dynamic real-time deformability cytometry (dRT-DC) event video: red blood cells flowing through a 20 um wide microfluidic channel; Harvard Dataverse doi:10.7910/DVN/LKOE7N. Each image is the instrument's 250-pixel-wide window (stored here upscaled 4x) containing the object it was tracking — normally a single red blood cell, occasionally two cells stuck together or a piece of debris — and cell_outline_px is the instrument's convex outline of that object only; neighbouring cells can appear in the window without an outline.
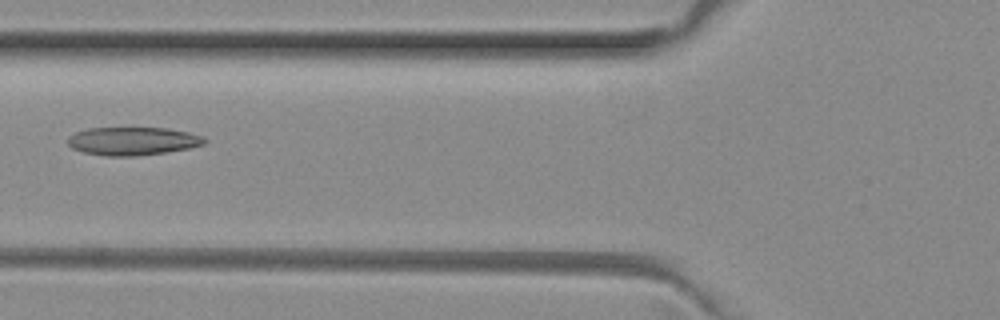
{"species": "common noctule bat (a hibernating species)", "species_latin": "Nyctalus noctula", "temperature_condition": "room temperature", "stored_images_in_passage": 5, "camera_frame_rate_fps": 3000, "um_per_image_px": 0.085, "animal": {"sex": "female", "body_mass_g": 29.2, "forearm_length_mm": 56.3}, "frame": {"image": 1, "passage_image": 5, "time_ms": 1.333, "image_size_px": [1000, 320], "cell_outline_px": [[208, 140], [204, 144], [188, 148], [164, 152], [136, 156], [108, 156], [84, 152], [72, 148], [68, 144], [68, 136], [76, 132], [88, 128], [168, 128], [188, 132], [204, 136]], "centroid_in_image_um": [11.29, 11.98], "position_along_channel_um": 114.5, "area_um2": 22.37}}